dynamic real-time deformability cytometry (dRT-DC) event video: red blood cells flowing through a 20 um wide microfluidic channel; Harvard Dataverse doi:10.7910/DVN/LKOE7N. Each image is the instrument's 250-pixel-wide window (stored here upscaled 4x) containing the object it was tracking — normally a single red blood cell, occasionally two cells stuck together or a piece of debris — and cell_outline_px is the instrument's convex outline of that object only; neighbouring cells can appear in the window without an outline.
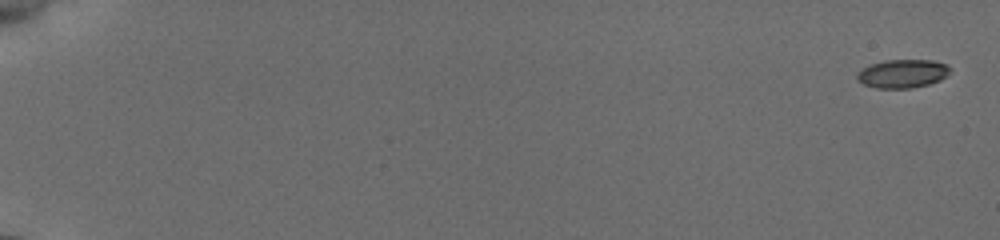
{"species": "common noctule bat (a hibernating species)", "species_latin": "Nyctalus noctula", "temperature_condition": "cold", "stored_images_in_passage": 57, "camera_frame_rate_fps": 3000, "um_per_image_px": 0.085, "animal": {"sex": "female", "body_mass_g": 19.5, "forearm_length_mm": 54.1}, "frame": {"image": 1, "passage_image": 1, "time_ms": 0.0, "image_size_px": [1000, 240], "cell_outline_px": [[948, 72], [940, 80], [928, 84], [912, 88], [876, 88], [864, 84], [856, 80], [856, 76], [864, 68], [872, 64], [884, 60], [932, 60], [948, 64]], "centroid_in_image_um": [76.7, 6.26], "position_along_channel_um": 8.3, "area_um2": 15.2}}
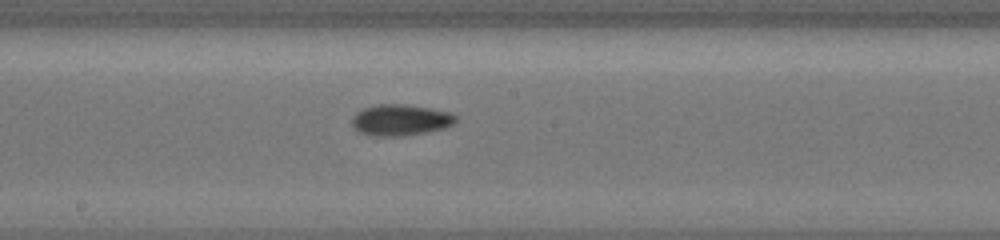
{"frame": {"image": 2, "passage_image": 31, "time_ms": 10.667, "image_size_px": [1000, 240], "cell_outline_px": [[456, 120], [452, 124], [444, 128], [424, 132], [400, 136], [376, 136], [360, 132], [352, 124], [352, 116], [356, 112], [364, 108], [376, 104], [404, 104], [432, 108], [448, 112], [456, 116]], "centroid_in_image_um": [34.02, 10.18], "position_along_channel_um": 214.2, "area_um2": 18.67}}
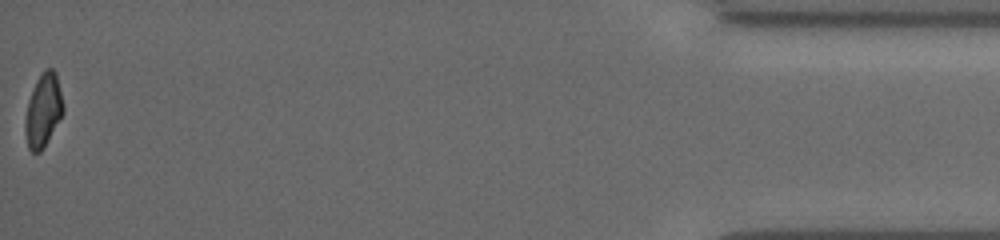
{"frame": {"image": 3, "passage_image": 56, "time_ms": 18.333, "image_size_px": [1000, 240], "cell_outline_px": [[64, 112], [40, 152], [32, 152], [28, 148], [24, 132], [24, 120], [28, 100], [32, 88], [40, 72], [44, 68], [52, 68], [56, 72], [64, 108]], "centroid_in_image_um": [3.65, 9.34], "position_along_channel_um": 431.6, "area_um2": 16.36}, "authors_computed_cell_mechanics": {"area_um2": 16.762, "velocity_mm_per_s": 3.8563, "shape_relaxation_time_tau1_ms": 3.177, "shape_relaxation_time_tau2_ms": 10.3637, "deformation_change_tau1": 0.117, "deformation_change_tau2": 0.138}}